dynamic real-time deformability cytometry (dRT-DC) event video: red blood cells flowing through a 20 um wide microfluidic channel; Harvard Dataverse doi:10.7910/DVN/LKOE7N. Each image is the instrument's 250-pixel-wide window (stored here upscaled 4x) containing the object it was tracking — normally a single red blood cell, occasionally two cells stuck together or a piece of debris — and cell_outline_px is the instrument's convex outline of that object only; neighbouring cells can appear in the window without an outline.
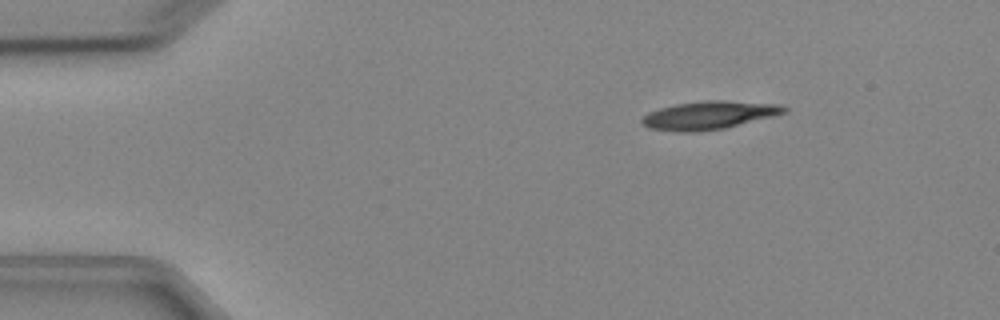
{"species": "Egyptian fruit bat (a non-hibernating species)", "species_latin": "Rousettus aegyptiacus", "temperature_condition": "cold", "stored_images_in_passage": 4, "camera_frame_rate_fps": 3000, "um_per_image_px": 0.085, "animal": {"sex": "female"}, "frame": {"image": 1, "passage_image": 2, "time_ms": 1.0, "image_size_px": [1000, 320], "cell_outline_px": [[788, 112], [724, 128], [700, 132], [680, 132], [648, 128], [640, 120], [648, 112], [660, 108], [676, 104], [704, 100], [724, 100], [784, 104], [788, 108]], "centroid_in_image_um": [60.29, 9.78], "position_along_channel_um": 24.7, "area_um2": 23.47}}